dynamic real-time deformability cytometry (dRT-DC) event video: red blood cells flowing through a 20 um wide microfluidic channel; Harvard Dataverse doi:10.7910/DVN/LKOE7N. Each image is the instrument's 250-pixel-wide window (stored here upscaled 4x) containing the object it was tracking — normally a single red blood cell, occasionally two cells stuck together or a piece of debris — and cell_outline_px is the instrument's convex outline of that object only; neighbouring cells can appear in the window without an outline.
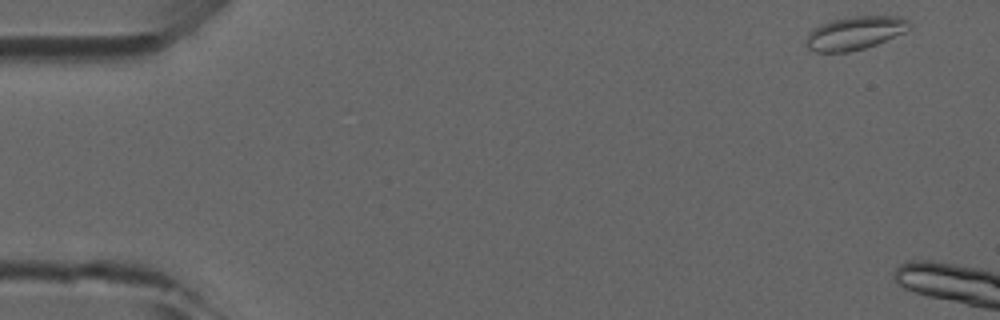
{"species": "common noctule bat (a hibernating species)", "species_latin": "Nyctalus noctula", "temperature_condition": "room temperature", "stored_images_in_passage": 6, "camera_frame_rate_fps": 3000, "um_per_image_px": 0.085, "animal": {"sex": "male", "forearm_length_mm": 52.5}, "frame": {"image": 1, "passage_image": 2, "time_ms": 0.333, "image_size_px": [1000, 320], "cell_outline_px": [[908, 28], [904, 32], [876, 44], [864, 48], [848, 52], [816, 52], [808, 48], [804, 44], [804, 40], [812, 28], [832, 20], [852, 16], [900, 16], [908, 20]], "centroid_in_image_um": [72.6, 2.81], "position_along_channel_um": 12.4, "area_um2": 19.94}}